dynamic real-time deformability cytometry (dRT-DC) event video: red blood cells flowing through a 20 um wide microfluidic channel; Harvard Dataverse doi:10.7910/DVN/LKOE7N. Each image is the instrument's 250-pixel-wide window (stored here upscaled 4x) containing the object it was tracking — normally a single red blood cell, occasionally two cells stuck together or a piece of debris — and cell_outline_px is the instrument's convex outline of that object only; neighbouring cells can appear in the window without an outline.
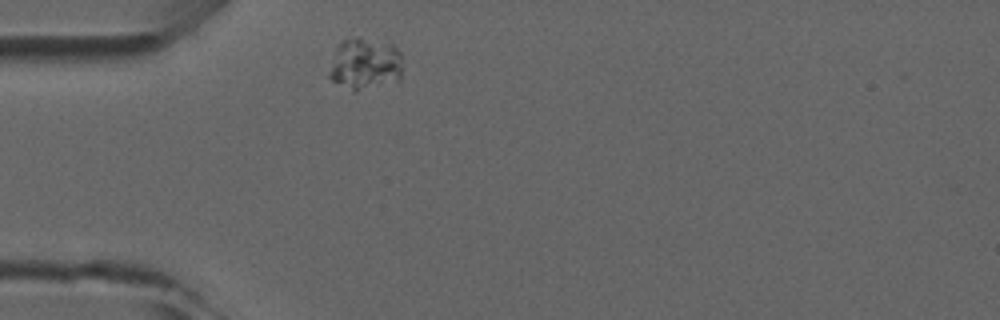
{"species": "common noctule bat (a hibernating species)", "species_latin": "Nyctalus noctula", "temperature_condition": "room temperature", "stored_images_in_passage": 1, "camera_frame_rate_fps": 3000, "um_per_image_px": 0.085, "animal": {"sex": "male", "forearm_length_mm": 52.5}, "frame": {"image": 1, "passage_image": 1, "time_ms": 0.0, "image_size_px": [1000, 320], "cell_outline_px": [[400, 80], [396, 84], [356, 92], [352, 92], [332, 80], [328, 76], [336, 48], [344, 40], [356, 36], [360, 36], [392, 44], [400, 52]], "centroid_in_image_um": [31.05, 5.48], "position_along_channel_um": 54.0, "area_um2": 22.66}}